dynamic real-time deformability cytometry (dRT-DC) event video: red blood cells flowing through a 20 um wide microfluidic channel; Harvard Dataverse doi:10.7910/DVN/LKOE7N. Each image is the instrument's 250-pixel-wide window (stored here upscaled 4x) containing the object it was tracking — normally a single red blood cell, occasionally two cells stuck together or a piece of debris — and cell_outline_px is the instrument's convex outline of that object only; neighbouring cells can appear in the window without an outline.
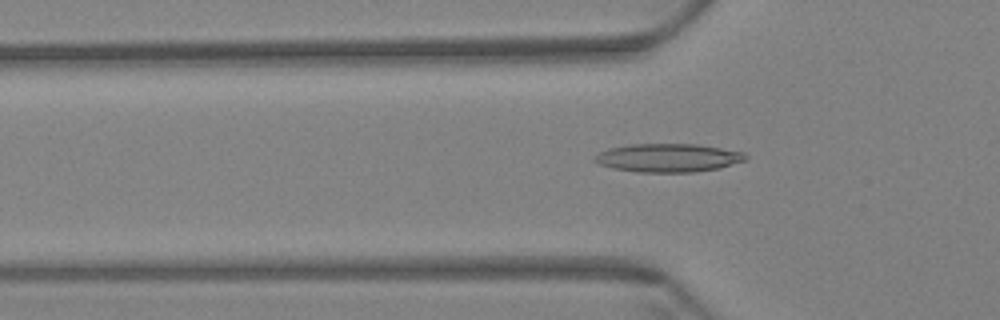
{"species": "Egyptian fruit bat (a non-hibernating species)", "species_latin": "Rousettus aegyptiacus", "temperature_condition": "warm", "stored_images_in_passage": 58, "camera_frame_rate_fps": 3000, "um_per_image_px": 0.085, "animal": {"sex": "female"}, "frame": {"image": 1, "passage_image": 18, "time_ms": 5.667, "image_size_px": [1000, 320], "cell_outline_px": [[748, 160], [720, 168], [696, 172], [636, 172], [612, 168], [600, 164], [592, 160], [592, 156], [608, 148], [628, 144], [696, 144], [744, 152], [748, 156]], "centroid_in_image_um": [56.79, 13.42], "position_along_channel_um": 69.0, "area_um2": 25.26}}
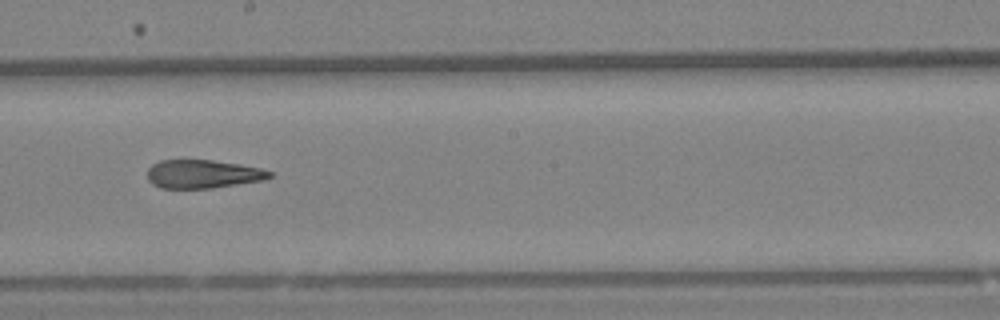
{"frame": {"image": 2, "passage_image": 32, "time_ms": 10.333, "image_size_px": [1000, 320], "cell_outline_px": [[272, 176], [264, 180], [212, 188], [160, 188], [152, 184], [148, 180], [148, 168], [152, 164], [160, 160], [212, 160], [240, 164], [260, 168], [272, 172]], "centroid_in_image_um": [17.23, 14.79], "position_along_channel_um": 231.0, "area_um2": 20.29}}
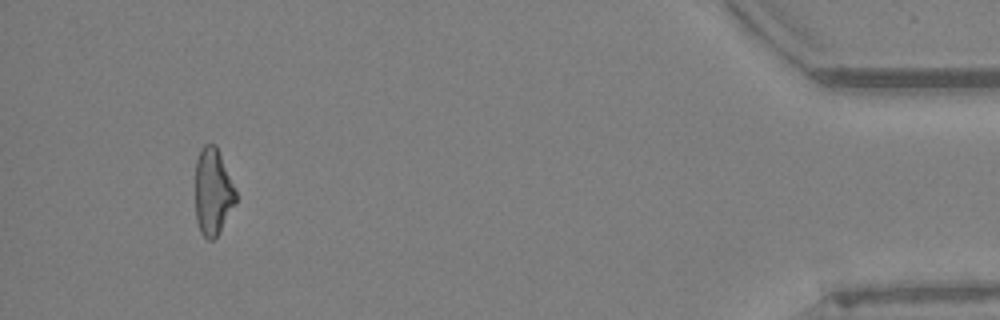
{"frame": {"image": 3, "passage_image": 54, "time_ms": 17.667, "image_size_px": [1000, 320], "cell_outline_px": [[236, 200], [216, 236], [212, 240], [208, 240], [200, 232], [196, 220], [196, 160], [200, 148], [204, 144], [216, 144], [236, 188]], "centroid_in_image_um": [18.08, 16.24], "position_along_channel_um": 417.1, "area_um2": 20.35}, "authors_computed_cell_mechanics": {"area_um2": 21.8773, "velocity_mm_per_s": 3.4795, "shape_relaxation_time_tau1_ms": null, "shape_relaxation_time_tau2_ms": 3.5606, "deformation_change_tau1": null, "deformation_change_tau2": 0.1383}}